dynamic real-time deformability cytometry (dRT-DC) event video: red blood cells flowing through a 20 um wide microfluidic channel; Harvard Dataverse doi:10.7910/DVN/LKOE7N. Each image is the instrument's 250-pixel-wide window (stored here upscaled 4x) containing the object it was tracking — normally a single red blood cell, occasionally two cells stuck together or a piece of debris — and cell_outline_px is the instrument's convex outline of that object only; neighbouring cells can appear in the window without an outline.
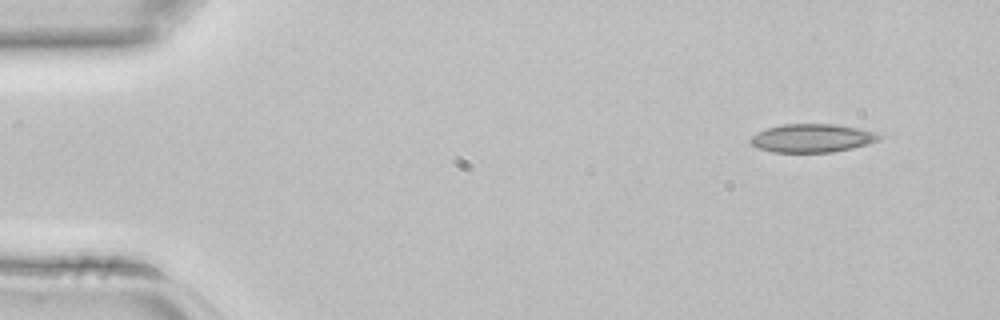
{"species": "common noctule bat (a hibernating species)", "species_latin": "Nyctalus noctula", "temperature_condition": "room temperature", "stored_images_in_passage": 3, "camera_frame_rate_fps": 3000, "um_per_image_px": 0.085, "animal": {"sex": "female", "body_mass_g": 22.7, "forearm_length_mm": 54.2}, "frame": {"image": 1, "passage_image": 1, "time_ms": 0.0, "image_size_px": [1000, 320], "cell_outline_px": [[884, 136], [880, 140], [868, 144], [852, 148], [832, 152], [772, 152], [756, 148], [748, 140], [756, 132], [768, 128], [784, 124], [832, 124], [856, 128], [876, 132]], "centroid_in_image_um": [69.03, 11.75], "position_along_channel_um": 16.0, "area_um2": 21.33}}
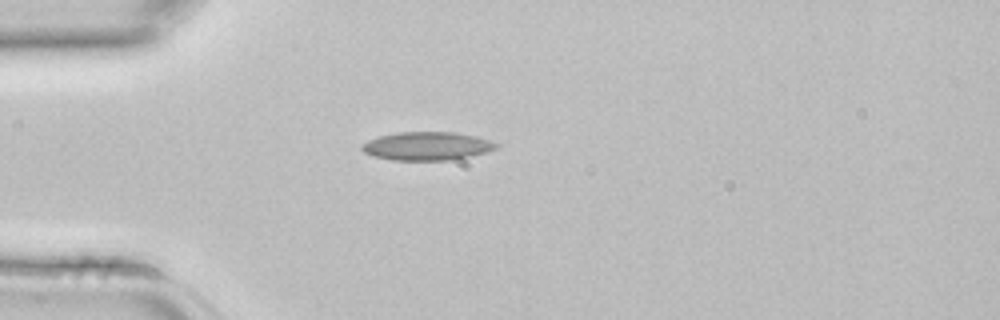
{"frame": {"image": 2, "passage_image": 3, "time_ms": 0.667, "image_size_px": [1000, 320], "cell_outline_px": [[500, 148], [488, 152], [452, 160], [392, 160], [372, 156], [364, 152], [360, 148], [368, 140], [380, 136], [396, 132], [452, 132], [472, 136], [488, 140], [500, 144]], "centroid_in_image_um": [36.31, 12.42], "position_along_channel_um": 48.7, "area_um2": 22.2}}